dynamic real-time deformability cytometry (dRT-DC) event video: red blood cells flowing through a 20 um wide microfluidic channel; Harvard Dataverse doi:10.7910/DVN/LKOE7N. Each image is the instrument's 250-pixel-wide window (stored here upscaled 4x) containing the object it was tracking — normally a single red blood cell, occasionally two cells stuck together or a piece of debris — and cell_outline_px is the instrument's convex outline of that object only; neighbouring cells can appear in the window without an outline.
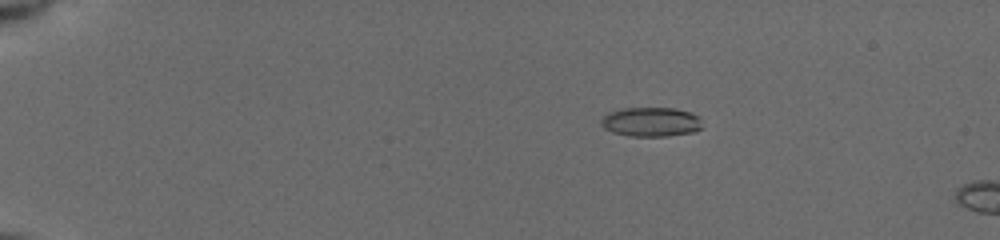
{"species": "common noctule bat (a hibernating species)", "species_latin": "Nyctalus noctula", "temperature_condition": "cold", "stored_images_in_passage": 5, "camera_frame_rate_fps": 3000, "um_per_image_px": 0.085, "animal": {"sex": "female", "body_mass_g": 19.5, "forearm_length_mm": 54.1}, "frame": {"image": 1, "passage_image": 1, "time_ms": 0.0, "image_size_px": [1000, 240], "cell_outline_px": [[700, 128], [692, 132], [668, 136], [628, 136], [612, 132], [604, 128], [600, 124], [600, 120], [608, 112], [620, 108], [676, 108], [700, 116]], "centroid_in_image_um": [55.29, 10.36], "position_along_channel_um": 29.7, "area_um2": 17.34}}